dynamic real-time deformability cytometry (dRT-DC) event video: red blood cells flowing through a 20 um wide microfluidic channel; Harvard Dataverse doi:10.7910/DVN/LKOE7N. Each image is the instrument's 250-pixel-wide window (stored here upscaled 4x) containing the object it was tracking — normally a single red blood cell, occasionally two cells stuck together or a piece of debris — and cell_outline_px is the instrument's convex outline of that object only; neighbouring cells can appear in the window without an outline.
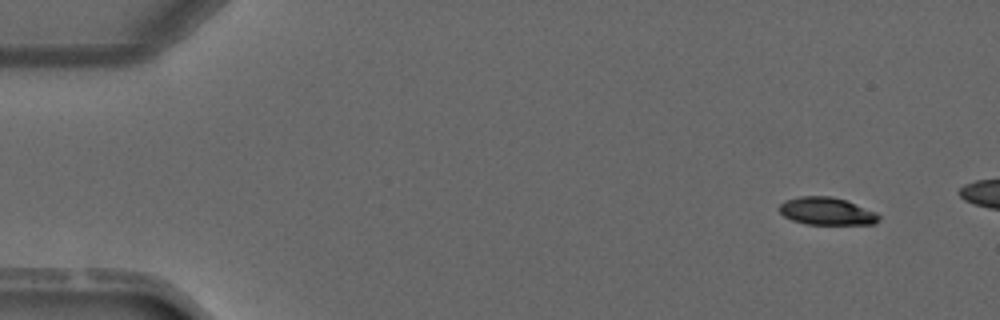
{"species": "common noctule bat (a hibernating species)", "species_latin": "Nyctalus noctula", "temperature_condition": "warm", "stored_images_in_passage": 4, "camera_frame_rate_fps": 3000, "um_per_image_px": 0.085, "animal": {"sex": "male", "forearm_length_mm": 52.5}, "frame": {"image": 1, "passage_image": 1, "time_ms": 0.0, "image_size_px": [1000, 320], "cell_outline_px": [[880, 220], [876, 224], [804, 224], [792, 220], [784, 216], [780, 212], [780, 204], [784, 200], [800, 196], [832, 196], [844, 200], [876, 212], [880, 216]], "centroid_in_image_um": [70.26, 17.96], "position_along_channel_um": 14.7, "area_um2": 15.95}}